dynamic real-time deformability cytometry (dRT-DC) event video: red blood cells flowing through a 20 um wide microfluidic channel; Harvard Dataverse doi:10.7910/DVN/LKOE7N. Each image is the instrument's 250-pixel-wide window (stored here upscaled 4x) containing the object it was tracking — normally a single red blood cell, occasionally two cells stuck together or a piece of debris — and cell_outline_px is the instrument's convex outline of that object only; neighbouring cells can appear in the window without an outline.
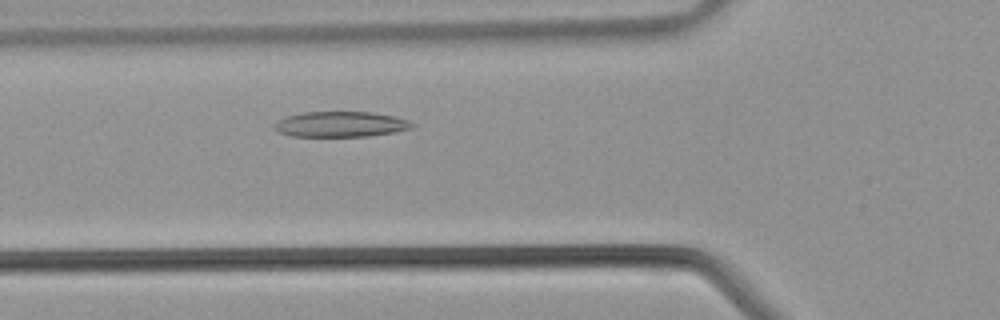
{"species": "common noctule bat (a hibernating species)", "species_latin": "Nyctalus noctula", "temperature_condition": "warm", "stored_images_in_passage": 14, "camera_frame_rate_fps": 3000, "um_per_image_px": 0.085, "animal": {"sex": "male", "body_mass_g": 21.5, "forearm_length_mm": 52.0}, "frame": {"image": 1, "passage_image": 6, "time_ms": 1.667, "image_size_px": [1000, 320], "cell_outline_px": [[416, 124], [412, 128], [396, 132], [368, 136], [292, 136], [276, 132], [272, 128], [272, 124], [276, 120], [288, 116], [304, 112], [372, 112], [396, 116], [408, 120]], "centroid_in_image_um": [28.94, 10.56], "position_along_channel_um": 96.9, "area_um2": 20.69}}
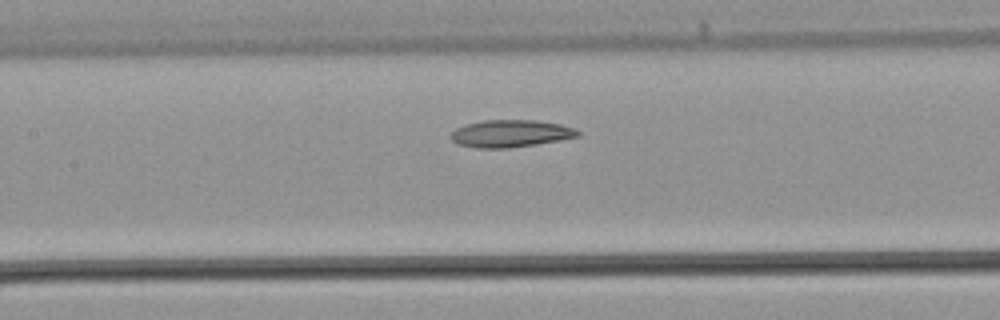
{"frame": {"image": 2, "passage_image": 10, "time_ms": 3.0, "image_size_px": [1000, 320], "cell_outline_px": [[580, 136], [560, 140], [536, 144], [508, 148], [480, 148], [460, 144], [452, 140], [452, 132], [456, 128], [464, 124], [484, 120], [536, 120], [560, 124], [576, 128], [580, 132]], "centroid_in_image_um": [43.44, 11.34], "position_along_channel_um": 164.0, "area_um2": 20.11}}
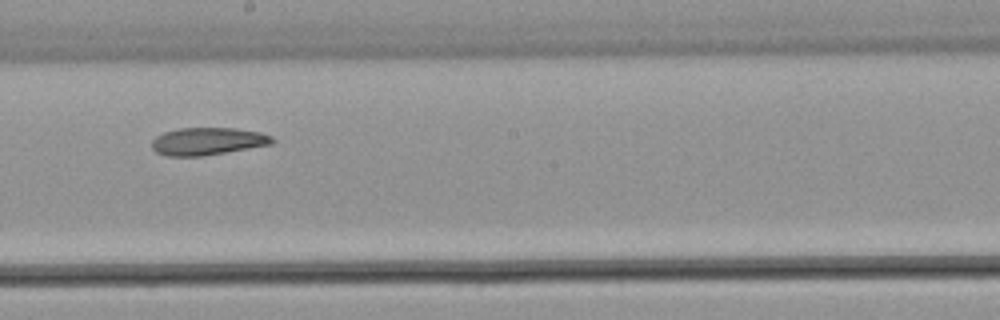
{"frame": {"image": 3, "passage_image": 14, "time_ms": 4.333, "image_size_px": [1000, 320], "cell_outline_px": [[276, 140], [272, 144], [200, 156], [164, 156], [156, 152], [152, 148], [152, 140], [156, 136], [164, 132], [180, 128], [236, 128], [260, 132], [272, 136]], "centroid_in_image_um": [17.64, 12.0], "position_along_channel_um": 230.6, "area_um2": 19.25}}